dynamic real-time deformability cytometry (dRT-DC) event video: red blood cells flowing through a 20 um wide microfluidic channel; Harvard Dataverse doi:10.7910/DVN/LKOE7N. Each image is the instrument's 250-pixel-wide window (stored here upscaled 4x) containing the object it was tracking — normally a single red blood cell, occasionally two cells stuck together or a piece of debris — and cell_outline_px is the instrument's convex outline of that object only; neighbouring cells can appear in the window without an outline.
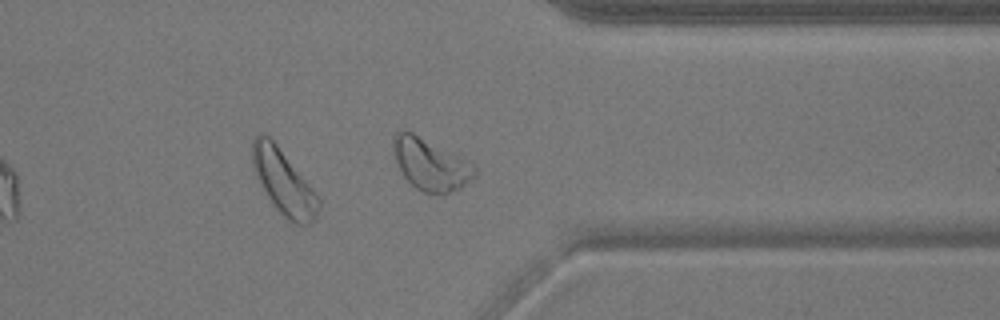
{"species": "common noctule bat (a hibernating species)", "species_latin": "Nyctalus noctula", "temperature_condition": "warm", "stored_images_in_passage": 31, "camera_frame_rate_fps": 3000, "um_per_image_px": 0.085, "animal": {"sex": "male", "body_mass_g": 17.9}, "frame": {"image": 1, "passage_image": 27, "time_ms": 8.667, "image_size_px": [1000, 320], "cell_outline_px": [[320, 208], [316, 220], [308, 224], [292, 224], [272, 204], [256, 176], [252, 164], [252, 140], [260, 132], [264, 132], [276, 144], [312, 188], [320, 200]], "centroid_in_image_um": [24.1, 15.5], "position_along_channel_um": 387.3, "area_um2": 24.68}, "authors_computed_cell_mechanics": {"area_um2": 20.4034, "velocity_mm_per_s": 3.771, "shape_relaxation_time_tau1_ms": 3.414, "shape_relaxation_time_tau2_ms": 1.07, "deformation_change_tau1": 0.1011, "deformation_change_tau2": 0.0485}}